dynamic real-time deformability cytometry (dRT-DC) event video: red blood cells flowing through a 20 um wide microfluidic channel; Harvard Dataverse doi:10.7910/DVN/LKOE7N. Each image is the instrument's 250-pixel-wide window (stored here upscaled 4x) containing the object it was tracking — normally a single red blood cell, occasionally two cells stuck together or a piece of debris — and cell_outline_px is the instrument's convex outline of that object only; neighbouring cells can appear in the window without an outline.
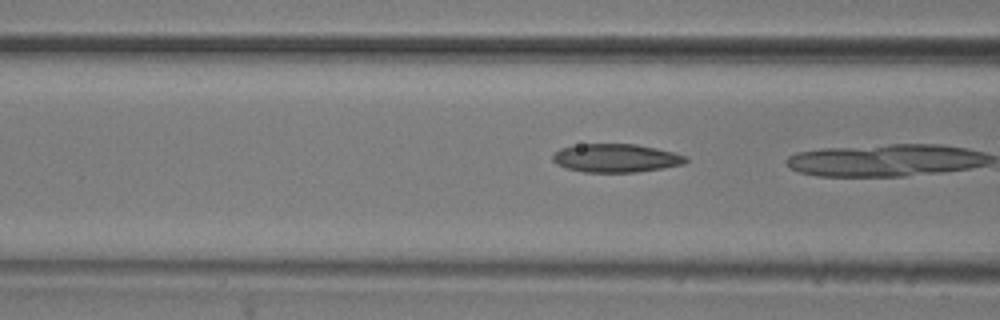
{"species": "common noctule bat (a hibernating species)", "species_latin": "Nyctalus noctula", "temperature_condition": "room temperature", "stored_images_in_passage": 5, "camera_frame_rate_fps": 3000, "um_per_image_px": 0.085, "animal": {"sex": "male", "body_mass_g": 20.5, "forearm_length_mm": 52.5}, "frame": {"image": 1, "passage_image": 4, "time_ms": 1.0, "image_size_px": [1000, 320], "cell_outline_px": [[688, 160], [684, 164], [636, 172], [584, 172], [564, 168], [556, 164], [552, 160], [552, 152], [560, 148], [580, 144], [636, 144], [656, 148], [688, 156]], "centroid_in_image_um": [52.3, 13.43], "position_along_channel_um": 114.3, "area_um2": 22.14}}